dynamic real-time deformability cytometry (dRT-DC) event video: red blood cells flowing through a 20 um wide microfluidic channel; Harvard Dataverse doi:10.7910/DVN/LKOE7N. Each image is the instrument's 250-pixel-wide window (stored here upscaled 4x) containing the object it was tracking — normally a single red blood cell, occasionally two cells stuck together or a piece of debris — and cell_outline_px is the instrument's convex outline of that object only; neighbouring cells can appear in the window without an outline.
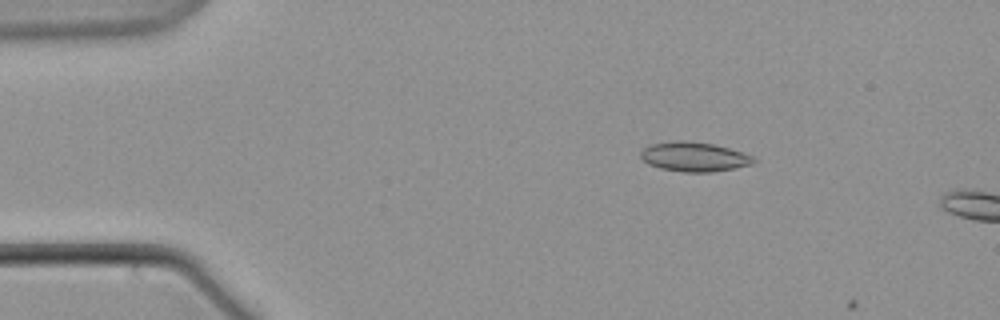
{"species": "common noctule bat (a hibernating species)", "species_latin": "Nyctalus noctula", "temperature_condition": "warm", "stored_images_in_passage": 2, "camera_frame_rate_fps": 3000, "um_per_image_px": 0.085, "animal": {"sex": "male", "body_mass_g": 21.5, "forearm_length_mm": 52.0}, "frame": {"image": 1, "passage_image": 1, "time_ms": 0.0, "image_size_px": [1000, 320], "cell_outline_px": [[756, 160], [752, 164], [712, 172], [684, 172], [660, 168], [648, 164], [640, 156], [640, 152], [644, 148], [652, 144], [676, 140], [684, 140], [712, 144], [728, 148], [756, 156]], "centroid_in_image_um": [59.01, 13.32], "position_along_channel_um": 26.0, "area_um2": 19.31}}